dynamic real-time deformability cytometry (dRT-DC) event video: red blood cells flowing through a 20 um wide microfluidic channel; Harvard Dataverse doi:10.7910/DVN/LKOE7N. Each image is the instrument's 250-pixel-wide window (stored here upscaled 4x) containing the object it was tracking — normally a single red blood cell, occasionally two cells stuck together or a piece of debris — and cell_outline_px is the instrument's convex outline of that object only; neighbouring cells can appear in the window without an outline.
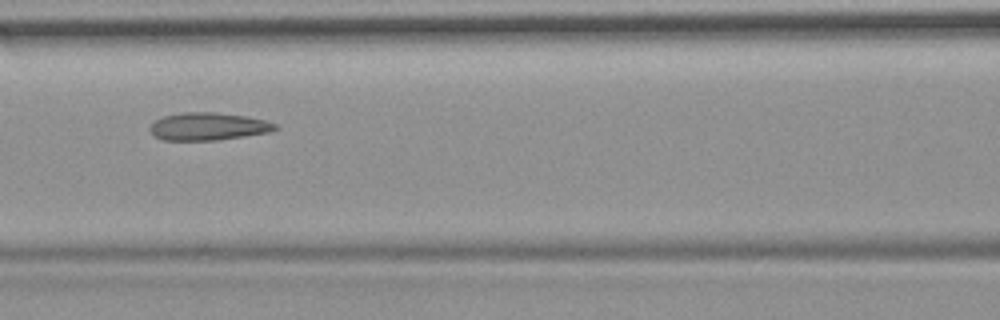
{"species": "common noctule bat (a hibernating species)", "species_latin": "Nyctalus noctula", "temperature_condition": "room temperature", "stored_images_in_passage": 54, "camera_frame_rate_fps": 3000, "um_per_image_px": 0.085, "animal": {"sex": "female", "body_mass_g": 19.9}, "frame": {"image": 1, "passage_image": 24, "time_ms": 7.667, "image_size_px": [1000, 320], "cell_outline_px": [[280, 128], [268, 132], [244, 136], [216, 140], [160, 140], [148, 128], [156, 120], [164, 116], [180, 112], [216, 112], [244, 116], [264, 120], [276, 124]], "centroid_in_image_um": [17.68, 10.74], "position_along_channel_um": 148.9, "area_um2": 20.06}, "authors_computed_cell_mechanics": {"area_um2": 21.0392, "velocity_mm_per_s": 3.6985, "shape_relaxation_time_tau1_ms": null, "shape_relaxation_time_tau2_ms": 2.787, "deformation_change_tau1": null, "deformation_change_tau2": 0.0905}}